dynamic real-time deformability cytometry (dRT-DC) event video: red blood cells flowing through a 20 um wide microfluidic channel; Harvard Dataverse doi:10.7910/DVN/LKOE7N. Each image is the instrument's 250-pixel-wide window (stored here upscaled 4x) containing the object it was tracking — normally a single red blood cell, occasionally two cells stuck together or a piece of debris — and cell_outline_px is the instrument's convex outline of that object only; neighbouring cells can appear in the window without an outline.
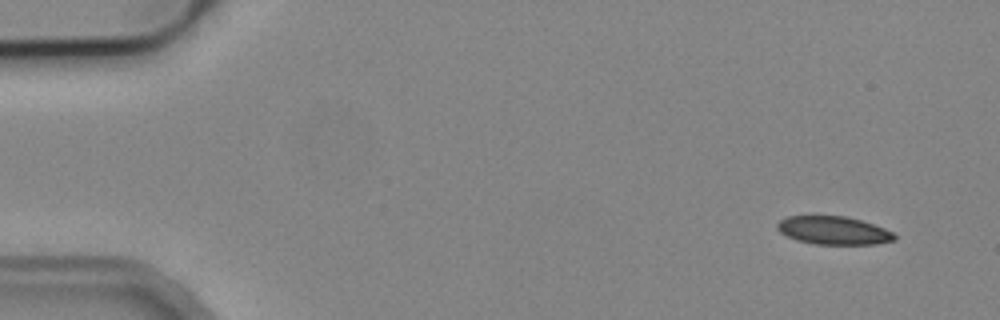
{"species": "common noctule bat (a hibernating species)", "species_latin": "Nyctalus noctula", "temperature_condition": "cold", "stored_images_in_passage": 4, "camera_frame_rate_fps": 3000, "um_per_image_px": 0.085, "animal": {"sex": "male", "body_mass_g": 19.2, "forearm_length_mm": 51.8}, "frame": {"image": 1, "passage_image": 1, "time_ms": 0.0, "image_size_px": [1000, 320], "cell_outline_px": [[896, 240], [876, 244], [816, 244], [796, 240], [780, 232], [776, 228], [776, 224], [780, 220], [788, 216], [844, 216], [860, 220], [884, 228], [892, 232], [896, 236]], "centroid_in_image_um": [70.84, 19.59], "position_along_channel_um": 14.2, "area_um2": 19.13}}